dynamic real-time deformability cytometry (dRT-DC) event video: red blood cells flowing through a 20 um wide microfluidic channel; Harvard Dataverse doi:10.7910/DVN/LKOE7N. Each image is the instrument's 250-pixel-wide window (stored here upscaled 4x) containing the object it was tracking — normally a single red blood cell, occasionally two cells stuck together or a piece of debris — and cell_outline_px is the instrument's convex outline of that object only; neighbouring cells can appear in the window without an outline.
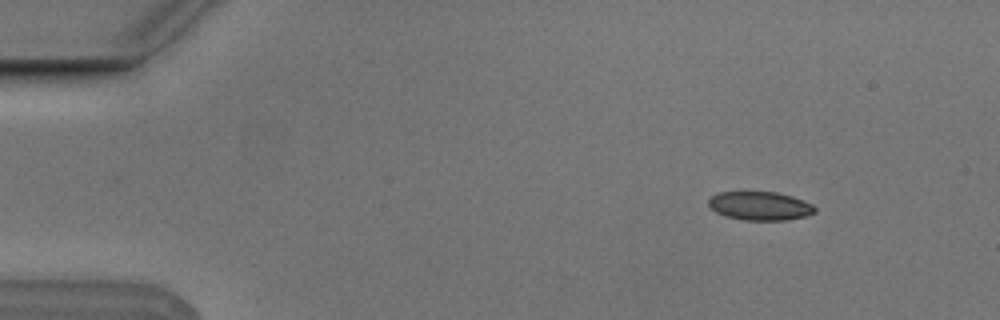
{"species": "Egyptian fruit bat (a non-hibernating species)", "species_latin": "Rousettus aegyptiacus", "temperature_condition": "cold", "stored_images_in_passage": 7, "camera_frame_rate_fps": 3000, "um_per_image_px": 0.085, "animal": {"sex": "male"}, "frame": {"image": 1, "passage_image": 1, "time_ms": 0.0, "image_size_px": [1000, 320], "cell_outline_px": [[816, 212], [804, 216], [784, 220], [744, 220], [724, 216], [716, 212], [708, 204], [708, 200], [716, 192], [776, 192], [792, 196], [812, 204], [816, 208]], "centroid_in_image_um": [64.58, 17.5], "position_along_channel_um": 20.4, "area_um2": 17.69}}
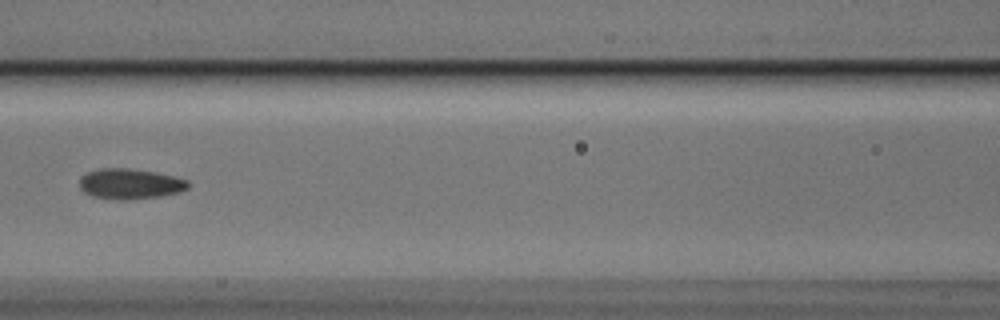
{"frame": {"image": 2, "passage_image": 6, "time_ms": 1.667, "image_size_px": [1000, 320], "cell_outline_px": [[188, 188], [180, 192], [160, 196], [128, 200], [92, 196], [84, 192], [80, 188], [80, 176], [88, 172], [100, 168], [128, 168], [156, 172], [176, 176], [188, 180]], "centroid_in_image_um": [11.07, 15.61], "position_along_channel_um": 155.5, "area_um2": 19.25}}
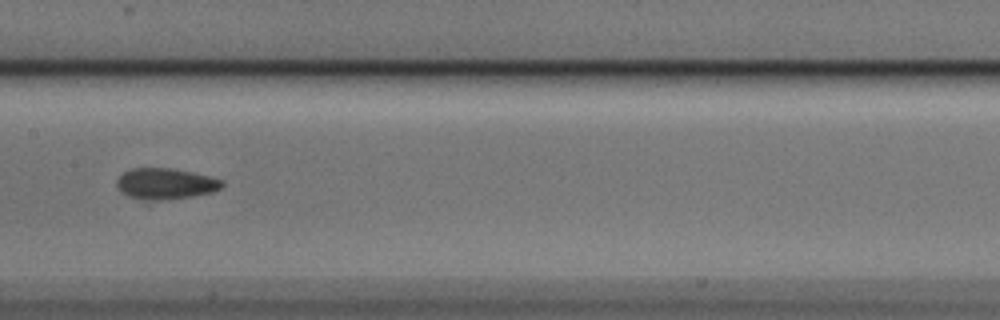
{"frame": {"image": 3, "passage_image": 7, "time_ms": 2.0, "image_size_px": [1000, 320], "cell_outline_px": [[224, 184], [220, 188], [212, 192], [192, 196], [168, 200], [156, 200], [128, 196], [120, 192], [116, 188], [116, 180], [124, 172], [132, 168], [172, 168], [192, 172], [224, 180]], "centroid_in_image_um": [14.06, 15.61], "position_along_channel_um": 193.3, "area_um2": 19.02}}